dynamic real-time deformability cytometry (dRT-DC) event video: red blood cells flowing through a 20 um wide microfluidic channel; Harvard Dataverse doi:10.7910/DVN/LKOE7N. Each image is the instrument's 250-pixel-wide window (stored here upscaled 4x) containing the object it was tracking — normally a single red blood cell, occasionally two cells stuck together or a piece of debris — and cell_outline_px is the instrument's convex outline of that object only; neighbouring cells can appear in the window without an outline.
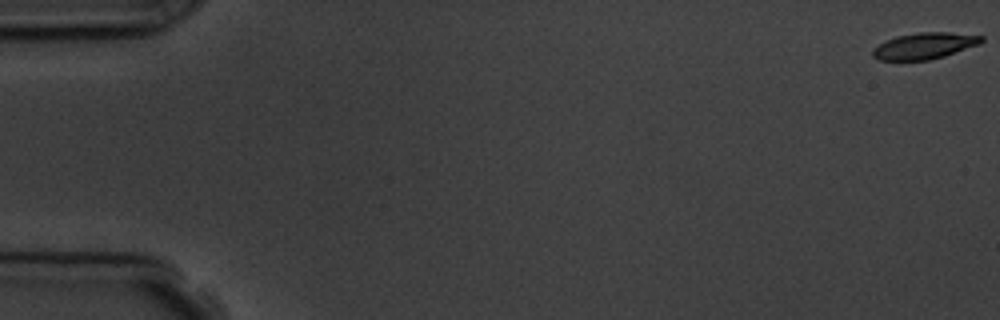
{"species": "common noctule bat (a hibernating species)", "species_latin": "Nyctalus noctula", "temperature_condition": "room temperature", "stored_images_in_passage": 8, "camera_frame_rate_fps": 3000, "um_per_image_px": 0.085, "animal": {"sex": "male", "body_mass_g": 19.5, "forearm_length_mm": 54.6}, "frame": {"image": 1, "passage_image": 8, "time_ms": 9.333, "image_size_px": [1000, 320], "cell_outline_px": [[984, 40], [980, 44], [944, 56], [928, 60], [880, 60], [872, 56], [872, 52], [880, 44], [896, 36], [920, 32], [948, 32], [984, 36]], "centroid_in_image_um": [78.62, 3.89], "position_along_channel_um": 6.4, "area_um2": 16.47}}